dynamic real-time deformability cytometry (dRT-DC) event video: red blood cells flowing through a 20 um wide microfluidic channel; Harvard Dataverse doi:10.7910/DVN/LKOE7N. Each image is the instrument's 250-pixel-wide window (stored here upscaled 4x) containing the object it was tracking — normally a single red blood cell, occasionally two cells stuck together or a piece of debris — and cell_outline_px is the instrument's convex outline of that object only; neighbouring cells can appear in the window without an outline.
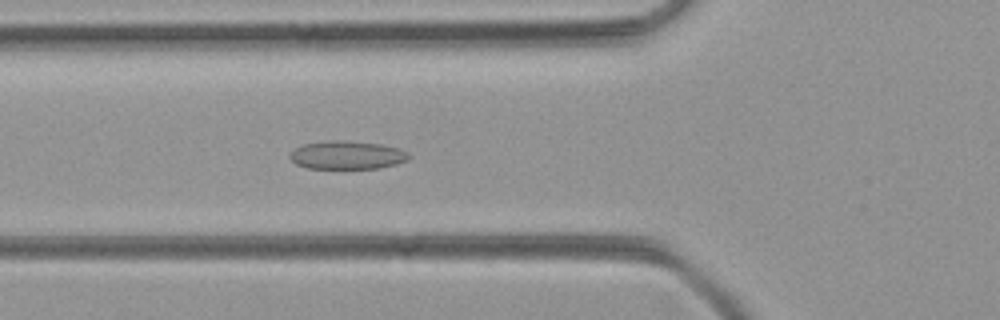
{"species": "common noctule bat (a hibernating species)", "species_latin": "Nyctalus noctula", "temperature_condition": "room temperature", "stored_images_in_passage": 51, "camera_frame_rate_fps": 3000, "um_per_image_px": 0.085, "animal": {"sex": "female", "body_mass_g": 21.9}, "frame": {"image": 1, "passage_image": 19, "time_ms": 6.0, "image_size_px": [1000, 320], "cell_outline_px": [[412, 156], [408, 160], [396, 164], [380, 168], [308, 168], [296, 164], [288, 156], [296, 148], [304, 144], [332, 140], [344, 140], [380, 144], [400, 148], [408, 152]], "centroid_in_image_um": [29.55, 13.18], "position_along_channel_um": 96.3, "area_um2": 19.59}}
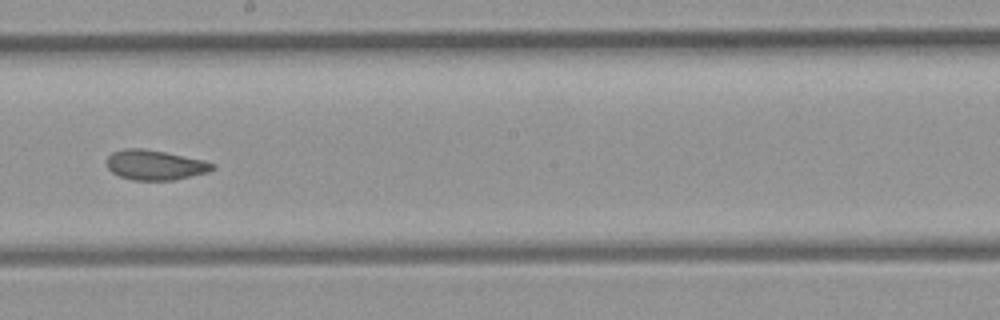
{"frame": {"image": 2, "passage_image": 29, "time_ms": 9.333, "image_size_px": [1000, 320], "cell_outline_px": [[216, 168], [208, 172], [176, 180], [132, 180], [120, 176], [112, 172], [108, 168], [108, 156], [112, 152], [124, 148], [140, 148], [164, 152], [204, 160], [216, 164]], "centroid_in_image_um": [13.21, 14.03], "position_along_channel_um": 235.0, "area_um2": 18.44}}
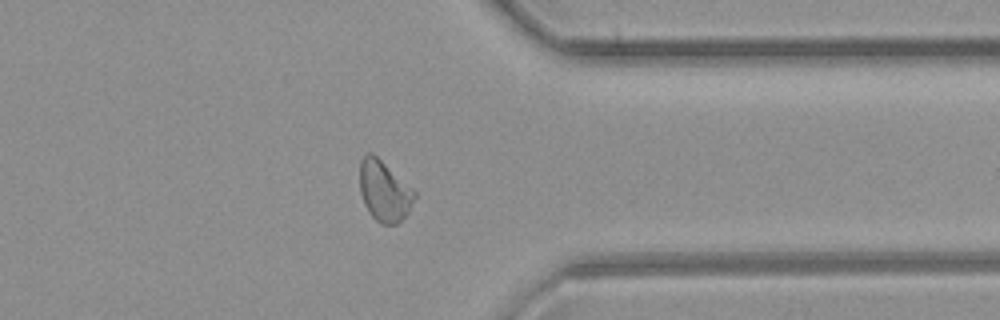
{"frame": {"image": 3, "passage_image": 40, "time_ms": 13.0, "image_size_px": [1000, 320], "cell_outline_px": [[416, 196], [408, 212], [396, 224], [380, 224], [368, 212], [364, 204], [360, 192], [360, 160], [368, 152], [372, 152], [416, 192]], "centroid_in_image_um": [32.64, 16.24], "position_along_channel_um": 378.8, "area_um2": 19.13}}